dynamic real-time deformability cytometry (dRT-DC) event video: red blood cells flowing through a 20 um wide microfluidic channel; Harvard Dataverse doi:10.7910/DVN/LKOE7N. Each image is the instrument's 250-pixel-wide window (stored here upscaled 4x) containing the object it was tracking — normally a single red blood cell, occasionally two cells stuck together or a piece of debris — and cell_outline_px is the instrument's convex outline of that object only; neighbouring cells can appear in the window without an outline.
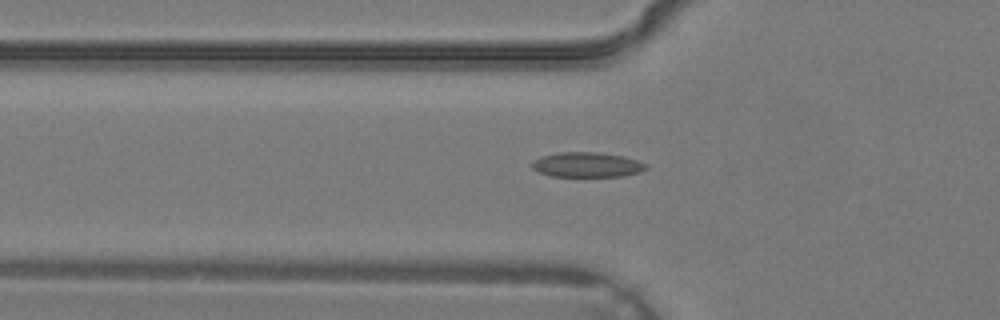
{"species": "common noctule bat (a hibernating species)", "species_latin": "Nyctalus noctula", "temperature_condition": "warm", "stored_images_in_passage": 5, "segment_of_instrument_passage": [2, 2], "camera_frame_rate_fps": 3000, "um_per_image_px": 0.085, "animal": {"sex": "male", "body_mass_g": 19.2, "forearm_length_mm": 51.8}, "frame": {"image": 1, "passage_image": 5, "time_ms": 1.333, "image_size_px": [1000, 320], "cell_outline_px": [[648, 168], [640, 172], [624, 176], [548, 176], [536, 172], [532, 168], [532, 160], [540, 156], [560, 152], [596, 152], [624, 156], [636, 160], [644, 164]], "centroid_in_image_um": [49.83, 14.0], "position_along_channel_um": 76.0, "area_um2": 16.65}}